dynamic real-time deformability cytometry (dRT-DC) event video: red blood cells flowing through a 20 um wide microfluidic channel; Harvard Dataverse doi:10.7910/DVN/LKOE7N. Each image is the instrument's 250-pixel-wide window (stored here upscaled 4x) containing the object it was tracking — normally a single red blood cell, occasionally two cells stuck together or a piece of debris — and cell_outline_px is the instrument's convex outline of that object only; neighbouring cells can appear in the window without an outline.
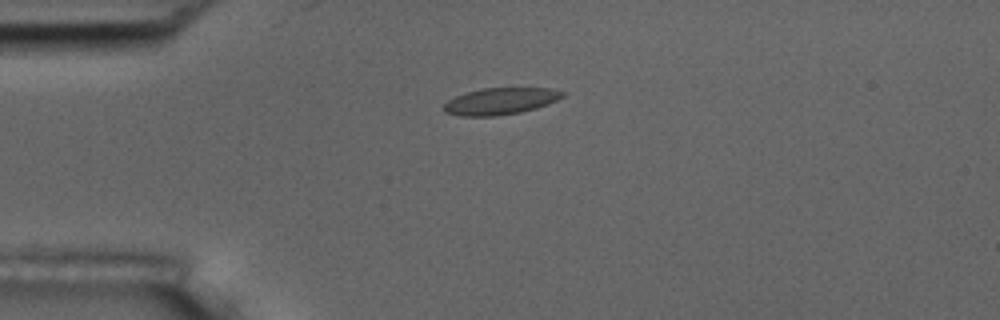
{"species": "common noctule bat (a hibernating species)", "species_latin": "Nyctalus noctula", "temperature_condition": "room temperature", "stored_images_in_passage": 8, "camera_frame_rate_fps": 3000, "um_per_image_px": 0.085, "animal": {"sex": "male", "body_mass_g": 17.5, "forearm_length_mm": 52.3}, "frame": {"image": 1, "passage_image": 2, "time_ms": 1.0, "image_size_px": [1000, 320], "cell_outline_px": [[564, 96], [548, 104], [536, 108], [520, 112], [496, 116], [460, 116], [444, 112], [444, 104], [448, 100], [456, 96], [468, 92], [484, 88], [548, 88], [564, 92]], "centroid_in_image_um": [42.53, 8.61], "position_along_channel_um": 42.5, "area_um2": 18.32}}
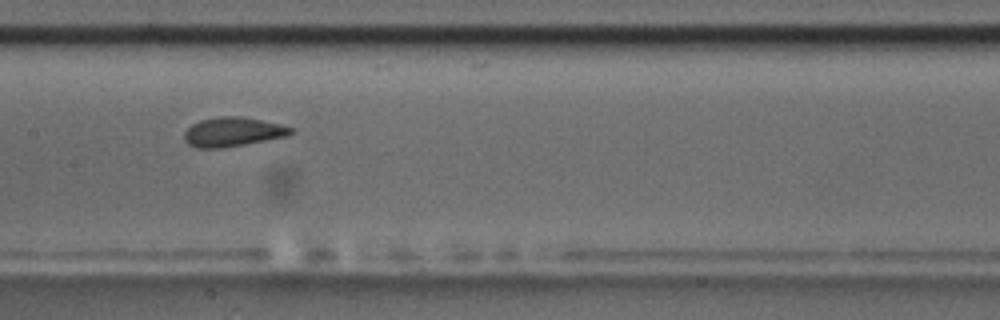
{"frame": {"image": 2, "passage_image": 6, "time_ms": 5.667, "image_size_px": [1000, 320], "cell_outline_px": [[296, 132], [288, 136], [244, 144], [220, 148], [196, 148], [188, 144], [184, 140], [184, 132], [192, 124], [200, 120], [220, 116], [240, 116], [280, 124], [292, 128]], "centroid_in_image_um": [19.78, 11.21], "position_along_channel_um": 187.6, "area_um2": 18.15}}
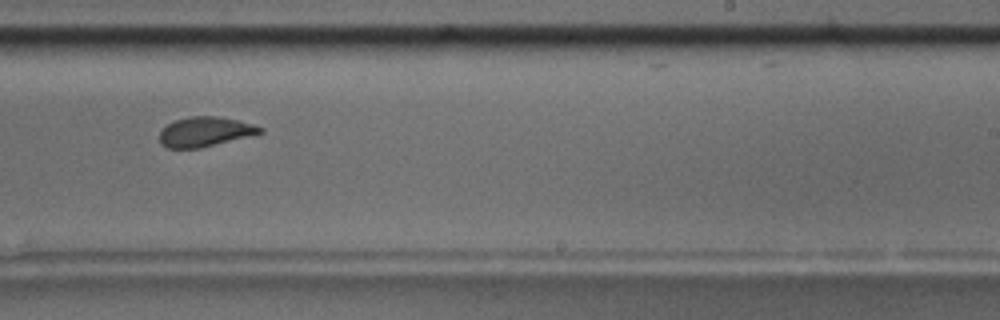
{"frame": {"image": 3, "passage_image": 8, "time_ms": 8.0, "image_size_px": [1000, 320], "cell_outline_px": [[264, 132], [252, 136], [200, 148], [168, 148], [160, 144], [160, 132], [168, 124], [176, 120], [188, 116], [220, 116], [252, 124], [264, 128]], "centroid_in_image_um": [17.46, 11.2], "position_along_channel_um": 271.5, "area_um2": 17.46}}